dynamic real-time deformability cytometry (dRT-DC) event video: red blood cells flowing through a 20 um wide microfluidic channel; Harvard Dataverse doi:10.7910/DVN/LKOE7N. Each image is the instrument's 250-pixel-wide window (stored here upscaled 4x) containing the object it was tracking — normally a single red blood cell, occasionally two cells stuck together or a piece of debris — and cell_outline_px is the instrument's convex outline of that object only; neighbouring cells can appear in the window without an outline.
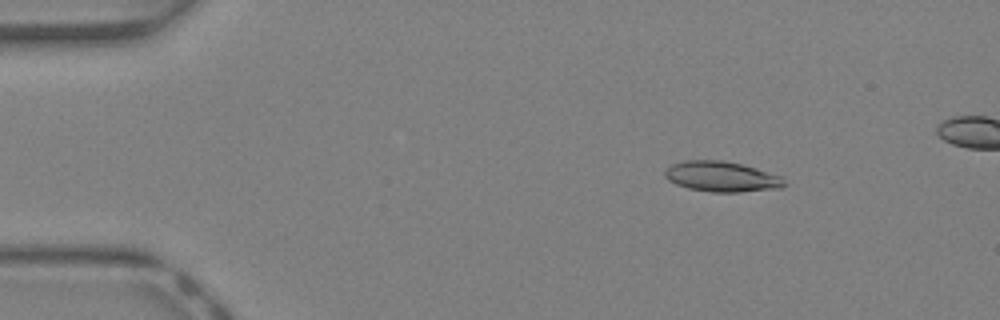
{"species": "Egyptian fruit bat (a non-hibernating species)", "species_latin": "Rousettus aegyptiacus", "temperature_condition": "warm", "stored_images_in_passage": 40, "camera_frame_rate_fps": 3000, "um_per_image_px": 0.085, "animal": {"sex": "female"}, "frame": {"image": 1, "passage_image": 6, "time_ms": 1.667, "image_size_px": [1000, 320], "cell_outline_px": [[788, 184], [780, 188], [740, 192], [712, 192], [688, 188], [676, 184], [668, 180], [664, 176], [664, 172], [672, 164], [688, 160], [720, 160], [740, 164], [756, 168], [780, 176]], "centroid_in_image_um": [61.34, 15.02], "position_along_channel_um": 23.7, "area_um2": 20.98}}
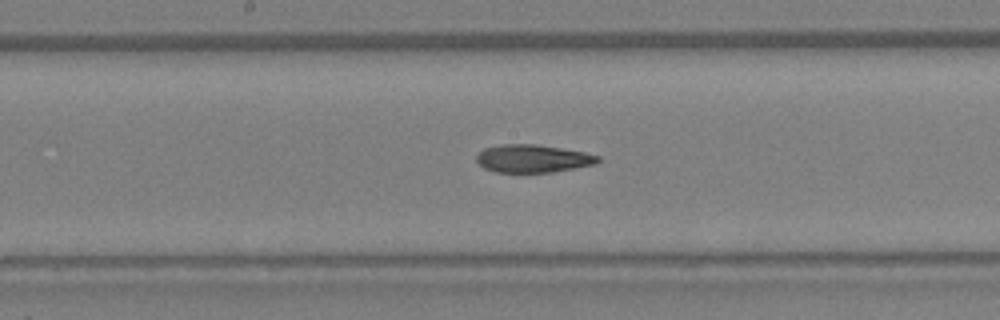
{"frame": {"image": 2, "passage_image": 22, "time_ms": 7.0, "image_size_px": [1000, 320], "cell_outline_px": [[600, 160], [596, 164], [576, 168], [552, 172], [496, 172], [484, 168], [476, 160], [476, 156], [484, 148], [500, 144], [536, 144], [584, 152], [600, 156]], "centroid_in_image_um": [45.3, 13.47], "position_along_channel_um": 202.9, "area_um2": 19.71}}
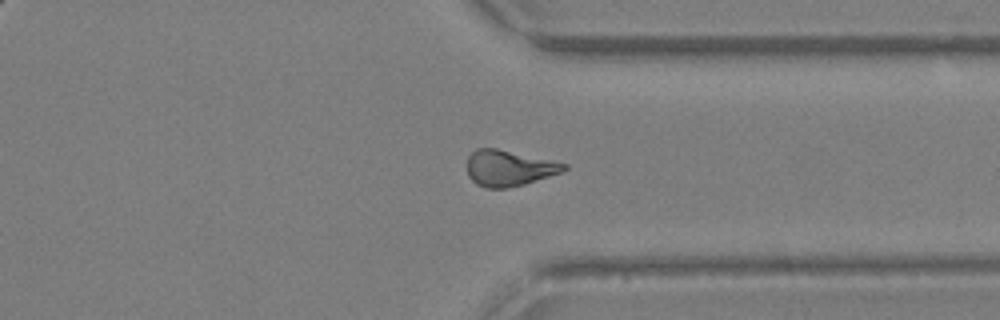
{"frame": {"image": 3, "passage_image": 32, "time_ms": 10.333, "image_size_px": [1000, 320], "cell_outline_px": [[568, 168], [564, 172], [524, 184], [508, 188], [484, 188], [476, 184], [468, 176], [468, 156], [476, 148], [496, 148], [568, 164]], "centroid_in_image_um": [43.26, 14.3], "position_along_channel_um": 368.1, "area_um2": 20.29}, "authors_computed_cell_mechanics": {"area_um2": 20.0855, "velocity_mm_per_s": 4.9324, "shape_relaxation_time_tau1_ms": null, "shape_relaxation_time_tau2_ms": 2.6235, "deformation_change_tau1": null, "deformation_change_tau2": 0.1086}}